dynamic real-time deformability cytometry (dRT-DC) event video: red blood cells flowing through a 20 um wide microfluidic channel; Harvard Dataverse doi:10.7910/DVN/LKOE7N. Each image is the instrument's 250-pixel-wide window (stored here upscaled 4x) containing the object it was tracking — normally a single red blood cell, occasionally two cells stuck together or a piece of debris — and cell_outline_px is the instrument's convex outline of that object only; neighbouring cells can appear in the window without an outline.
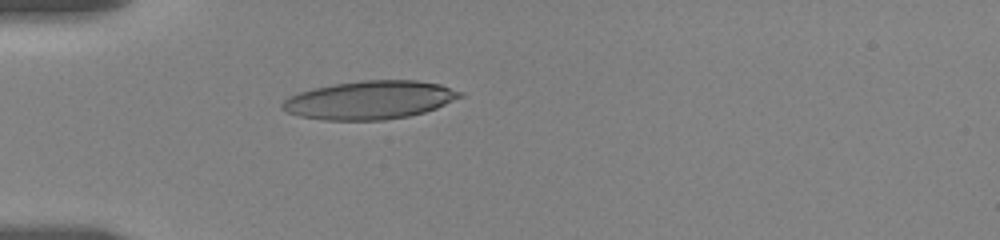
{"species": "human", "species_latin": "Homo sapiens", "temperature_condition": "room temperature", "stored_images_in_passage": 34, "camera_frame_rate_fps": 3000, "um_per_image_px": 0.085, "donor": {"sex": "female"}, "frame": {"image": 1, "passage_image": 1, "time_ms": 0.0, "image_size_px": [1000, 240], "cell_outline_px": [[464, 96], [436, 108], [424, 112], [408, 116], [384, 120], [324, 120], [300, 116], [288, 112], [280, 108], [280, 104], [288, 96], [312, 88], [332, 84], [360, 80], [416, 80], [440, 84], [464, 92]], "centroid_in_image_um": [31.43, 8.49], "position_along_channel_um": 53.6, "area_um2": 39.94}}
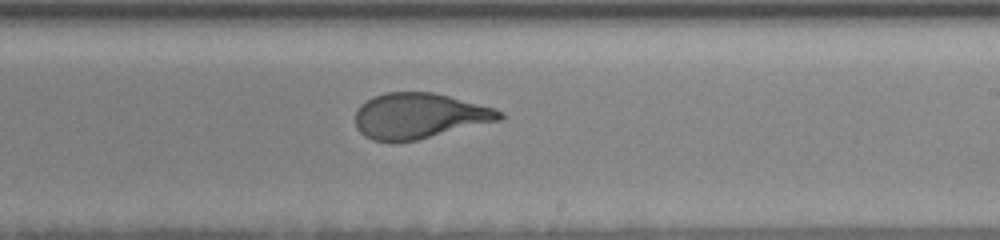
{"frame": {"image": 2, "passage_image": 18, "time_ms": 6.0, "image_size_px": [1000, 240], "cell_outline_px": [[504, 120], [416, 140], [372, 140], [364, 136], [356, 128], [356, 108], [360, 104], [376, 96], [388, 92], [432, 92], [496, 108], [504, 112]], "centroid_in_image_um": [35.69, 9.84], "position_along_channel_um": 253.3, "area_um2": 38.15}}
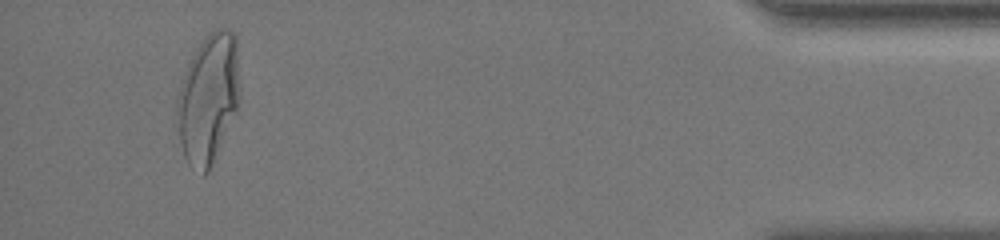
{"frame": {"image": 3, "passage_image": 33, "time_ms": 12.333, "image_size_px": [1000, 240], "cell_outline_px": [[240, 100], [208, 172], [204, 176], [188, 164], [184, 156], [180, 140], [176, 112], [176, 100], [180, 84], [184, 72], [196, 48], [208, 32], [212, 28], [228, 28], [236, 36], [240, 88]], "centroid_in_image_um": [17.7, 8.31], "position_along_channel_um": 417.5, "area_um2": 47.34}, "authors_computed_cell_mechanics": {"area_um2": 39.1306, "velocity_mm_per_s": 3.5243, "shape_relaxation_time_tau1_ms": 4.0502, "shape_relaxation_time_tau2_ms": null, "deformation_change_tau1": 0.1839, "deformation_change_tau2": null}}